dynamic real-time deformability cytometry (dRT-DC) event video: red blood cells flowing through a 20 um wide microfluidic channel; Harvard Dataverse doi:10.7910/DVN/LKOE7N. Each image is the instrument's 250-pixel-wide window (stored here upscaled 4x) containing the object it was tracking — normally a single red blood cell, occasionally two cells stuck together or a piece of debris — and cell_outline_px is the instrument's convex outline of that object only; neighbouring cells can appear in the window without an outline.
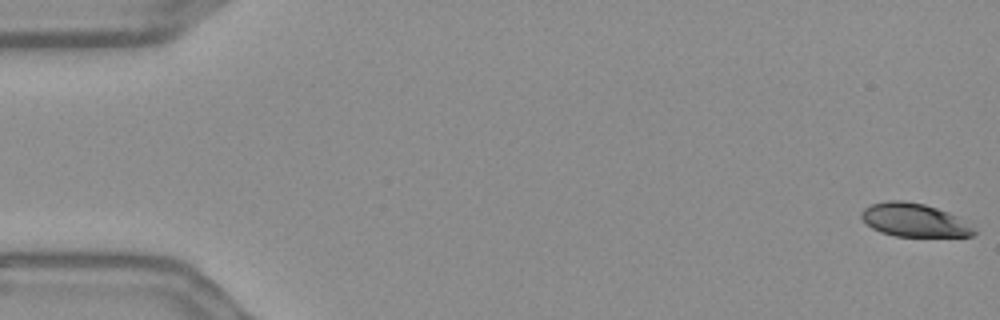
{"species": "Egyptian fruit bat (a non-hibernating species)", "species_latin": "Rousettus aegyptiacus", "temperature_condition": "warm", "stored_images_in_passage": 57, "camera_frame_rate_fps": 3000, "um_per_image_px": 0.085, "frame": {"image": 1, "passage_image": 1, "time_ms": 0.0, "image_size_px": [1000, 320], "cell_outline_px": [[976, 232], [972, 236], [896, 236], [880, 232], [872, 228], [860, 216], [860, 212], [864, 208], [872, 204], [884, 200], [904, 200], [924, 204], [948, 212], [956, 216], [976, 228]], "centroid_in_image_um": [77.69, 18.7], "position_along_channel_um": 7.3, "area_um2": 21.85}}
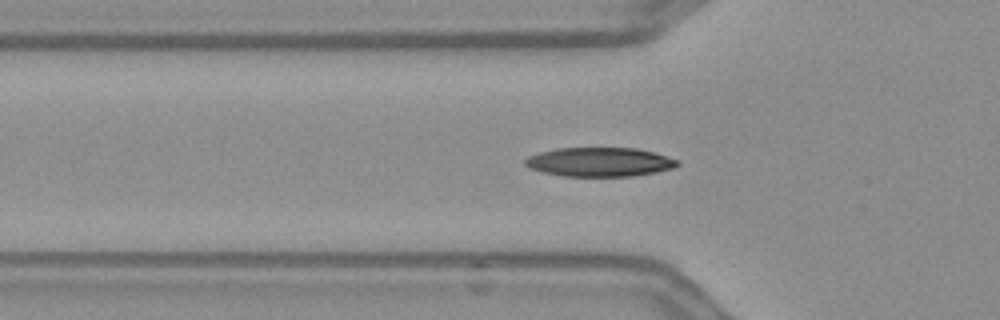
{"frame": {"image": 2, "passage_image": 19, "time_ms": 6.0, "image_size_px": [1000, 320], "cell_outline_px": [[680, 164], [672, 168], [656, 172], [632, 176], [564, 176], [544, 172], [532, 168], [524, 164], [524, 160], [528, 156], [540, 152], [556, 148], [636, 148], [656, 152], [680, 160]], "centroid_in_image_um": [51.01, 13.76], "position_along_channel_um": 74.8, "area_um2": 25.84}}
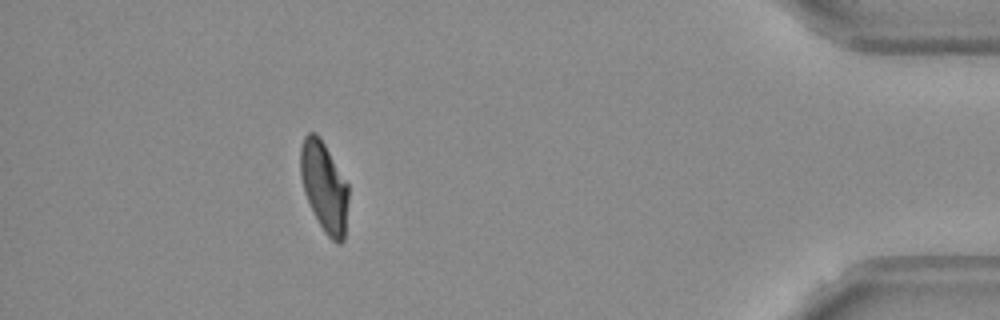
{"frame": {"image": 3, "passage_image": 51, "time_ms": 16.667, "image_size_px": [1000, 320], "cell_outline_px": [[348, 200], [344, 240], [340, 244], [336, 244], [324, 232], [304, 192], [300, 176], [300, 148], [304, 136], [308, 132], [316, 132], [320, 136], [348, 184]], "centroid_in_image_um": [27.55, 15.85], "position_along_channel_um": 407.6, "area_um2": 25.14}, "authors_computed_cell_mechanics": {"area_um2": 25.2008, "velocity_mm_per_s": 3.6136, "shape_relaxation_time_tau1_ms": 3.9402, "shape_relaxation_time_tau2_ms": 1.581, "deformation_change_tau1": 0.1628, "deformation_change_tau2": 0.0702}}